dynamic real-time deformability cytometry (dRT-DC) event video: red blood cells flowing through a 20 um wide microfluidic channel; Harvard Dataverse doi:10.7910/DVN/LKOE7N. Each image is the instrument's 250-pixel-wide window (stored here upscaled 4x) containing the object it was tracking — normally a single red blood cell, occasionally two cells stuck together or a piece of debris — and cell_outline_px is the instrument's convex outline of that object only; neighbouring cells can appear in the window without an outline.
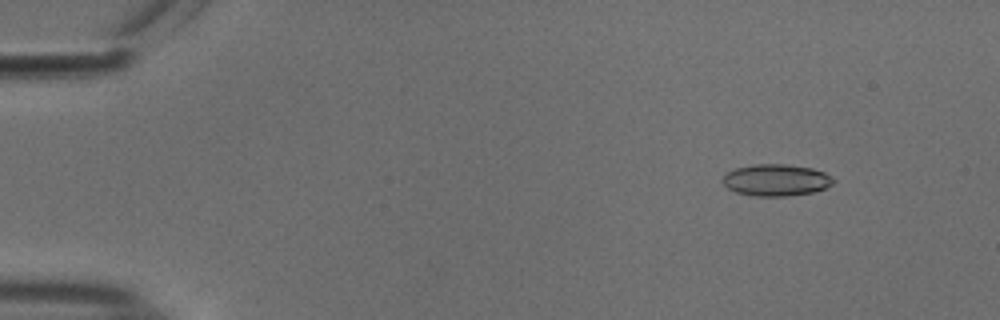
{"species": "common noctule bat (a hibernating species)", "species_latin": "Nyctalus noctula", "temperature_condition": "cold", "stored_images_in_passage": 55, "camera_frame_rate_fps": 3000, "um_per_image_px": 0.085, "animal": {"sex": "male", "body_mass_g": 18.8}, "frame": {"image": 1, "passage_image": 7, "time_ms": 2.0, "image_size_px": [1000, 320], "cell_outline_px": [[836, 180], [832, 184], [824, 188], [812, 192], [788, 196], [756, 196], [736, 192], [728, 188], [720, 180], [728, 172], [736, 168], [752, 164], [784, 164], [812, 168], [824, 172], [832, 176]], "centroid_in_image_um": [65.97, 15.3], "position_along_channel_um": 19.0, "area_um2": 20.46}}
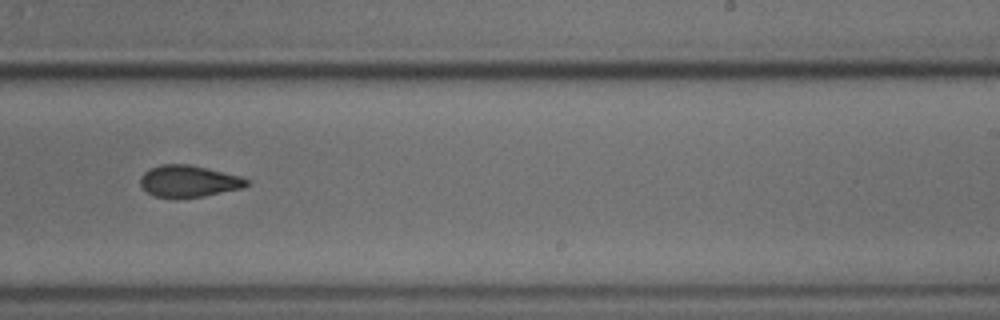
{"frame": {"image": 2, "passage_image": 35, "time_ms": 11.333, "image_size_px": [1000, 320], "cell_outline_px": [[248, 184], [244, 188], [204, 196], [156, 196], [148, 192], [140, 184], [140, 176], [148, 168], [160, 164], [188, 164], [240, 176], [248, 180]], "centroid_in_image_um": [16.03, 15.37], "position_along_channel_um": 273.0, "area_um2": 19.25}}
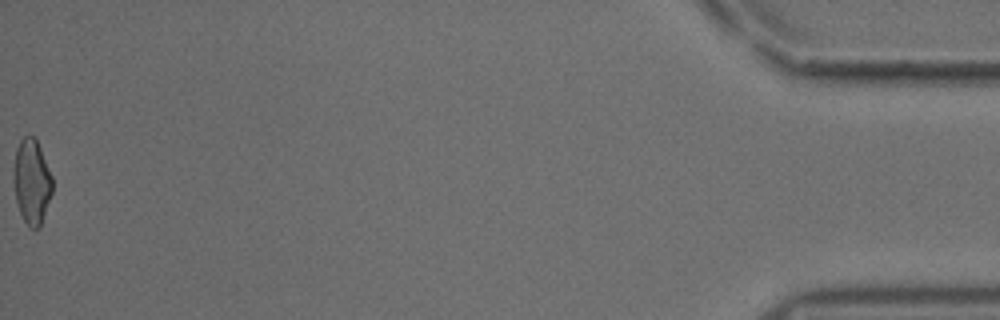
{"frame": {"image": 3, "passage_image": 55, "time_ms": 18.0, "image_size_px": [1000, 320], "cell_outline_px": [[52, 192], [40, 228], [32, 228], [24, 220], [20, 212], [16, 200], [12, 176], [16, 148], [20, 140], [24, 136], [36, 136], [52, 176]], "centroid_in_image_um": [2.69, 15.4], "position_along_channel_um": 432.5, "area_um2": 19.31}, "authors_computed_cell_mechanics": {"area_um2": 20.4034, "velocity_mm_per_s": 3.7865, "shape_relaxation_time_tau1_ms": 7.1258, "shape_relaxation_time_tau2_ms": 2.3403, "deformation_change_tau1": 0.1475, "deformation_change_tau2": 0.0791}}